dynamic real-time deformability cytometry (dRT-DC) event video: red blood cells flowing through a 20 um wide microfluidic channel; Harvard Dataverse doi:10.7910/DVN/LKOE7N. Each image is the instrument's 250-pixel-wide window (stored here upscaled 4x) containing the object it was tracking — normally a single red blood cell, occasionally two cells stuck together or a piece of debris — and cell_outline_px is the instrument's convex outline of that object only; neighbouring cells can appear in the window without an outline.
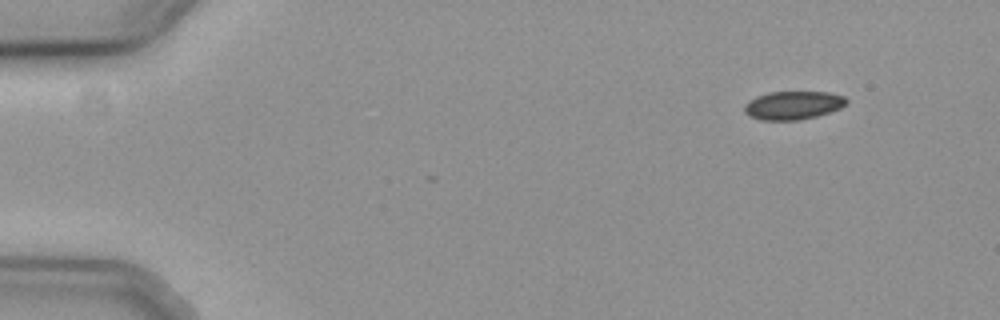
{"species": "common noctule bat (a hibernating species)", "species_latin": "Nyctalus noctula", "temperature_condition": "cold", "stored_images_in_passage": 3, "camera_frame_rate_fps": 3000, "um_per_image_px": 0.085, "animal": {"sex": "female", "body_mass_g": 19.3, "forearm_length_mm": 54.1}, "frame": {"image": 1, "passage_image": 1, "time_ms": 0.0, "image_size_px": [1000, 320], "cell_outline_px": [[848, 100], [840, 108], [816, 116], [796, 120], [764, 120], [752, 116], [744, 112], [744, 104], [748, 100], [756, 96], [768, 92], [828, 92], [844, 96]], "centroid_in_image_um": [67.38, 8.93], "position_along_channel_um": 17.6, "area_um2": 16.7}}